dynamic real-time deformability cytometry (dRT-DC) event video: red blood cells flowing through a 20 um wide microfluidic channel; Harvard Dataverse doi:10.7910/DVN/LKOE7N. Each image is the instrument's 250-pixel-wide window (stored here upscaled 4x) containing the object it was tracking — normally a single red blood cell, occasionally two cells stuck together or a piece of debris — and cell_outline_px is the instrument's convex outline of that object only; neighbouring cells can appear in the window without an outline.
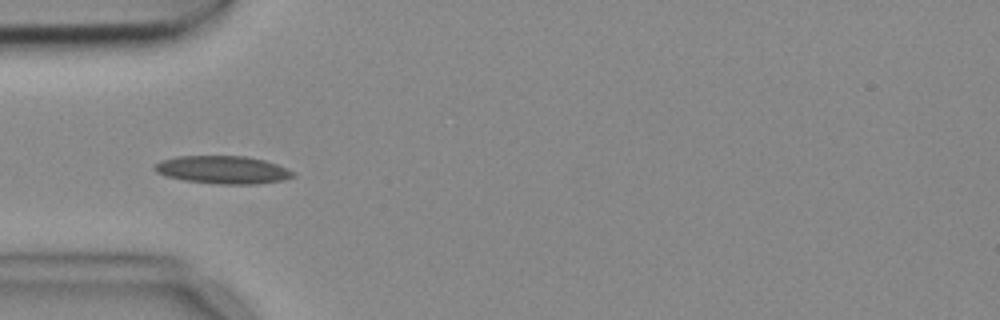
{"species": "common noctule bat (a hibernating species)", "species_latin": "Nyctalus noctula", "temperature_condition": "cold", "stored_images_in_passage": 7, "camera_frame_rate_fps": 3000, "um_per_image_px": 0.085, "animal": {"sex": "female", "body_mass_g": 18.4}, "frame": {"image": 1, "passage_image": 5, "time_ms": 1.333, "image_size_px": [1000, 320], "cell_outline_px": [[296, 176], [284, 180], [256, 184], [216, 184], [184, 180], [164, 176], [156, 172], [152, 168], [152, 164], [160, 160], [176, 156], [244, 156], [264, 160], [276, 164], [296, 172]], "centroid_in_image_um": [18.9, 14.43], "position_along_channel_um": 66.1, "area_um2": 22.77}}
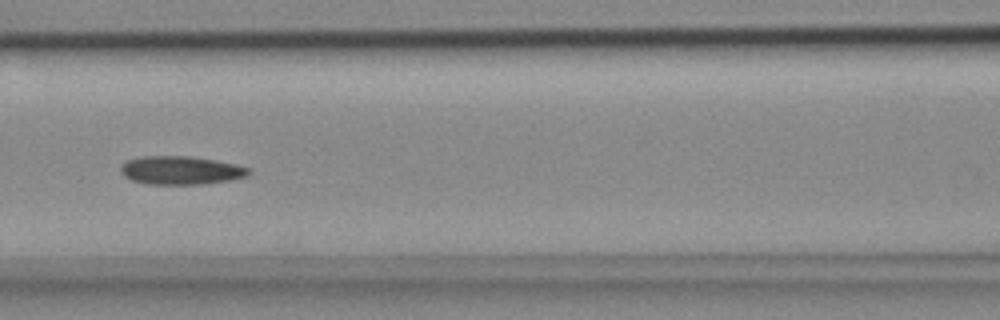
{"frame": {"image": 2, "passage_image": 7, "time_ms": 2.0, "image_size_px": [1000, 320], "cell_outline_px": [[252, 172], [248, 176], [232, 180], [204, 184], [148, 184], [132, 180], [124, 176], [120, 172], [120, 164], [128, 160], [144, 156], [188, 156], [216, 160], [236, 164], [252, 168]], "centroid_in_image_um": [15.42, 14.48], "position_along_channel_um": 151.2, "area_um2": 21.44}}